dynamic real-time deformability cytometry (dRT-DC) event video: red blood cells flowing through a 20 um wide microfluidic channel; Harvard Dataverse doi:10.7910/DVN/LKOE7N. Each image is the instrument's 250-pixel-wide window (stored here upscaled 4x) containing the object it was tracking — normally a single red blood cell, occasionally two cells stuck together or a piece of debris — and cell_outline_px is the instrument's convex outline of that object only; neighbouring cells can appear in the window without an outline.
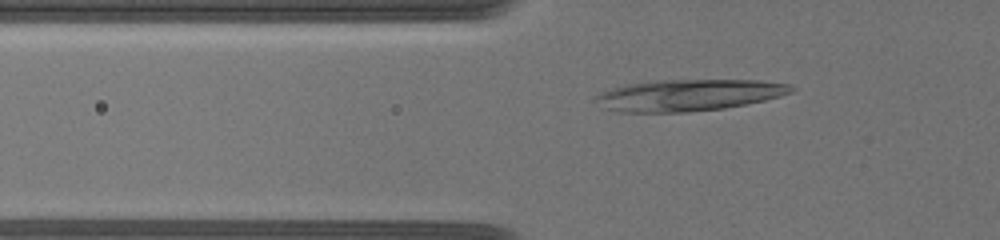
{"species": "common noctule bat (a hibernating species)", "species_latin": "Nyctalus noctula", "temperature_condition": "warm", "stored_images_in_passage": 100, "camera_frame_rate_fps": 3000, "um_per_image_px": 0.085, "animal": {"sex": "female", "body_mass_g": 19.5, "forearm_length_mm": 54.1}, "frame": {"image": 1, "passage_image": 7, "time_ms": 1.0, "image_size_px": [1000, 240], "cell_outline_px": [[796, 88], [792, 92], [780, 96], [764, 100], [724, 108], [688, 112], [616, 112], [604, 108], [592, 100], [600, 92], [624, 84], [664, 80], [760, 80], [788, 84]], "centroid_in_image_um": [58.49, 8.09], "position_along_channel_um": 67.3, "area_um2": 36.01}}
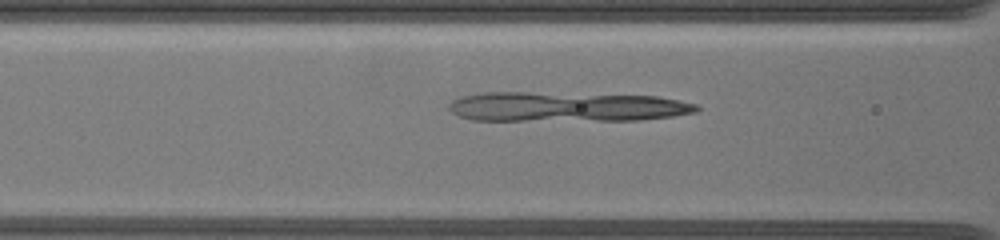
{"frame": {"image": 2, "passage_image": 19, "time_ms": 2.667, "image_size_px": [1000, 240], "cell_outline_px": [[700, 108], [696, 112], [672, 116], [640, 120], [472, 120], [460, 116], [452, 112], [448, 108], [448, 104], [452, 100], [460, 96], [480, 92], [528, 92], [656, 96], [696, 104]], "centroid_in_image_um": [48.09, 9.07], "position_along_channel_um": 118.5, "area_um2": 42.89}}
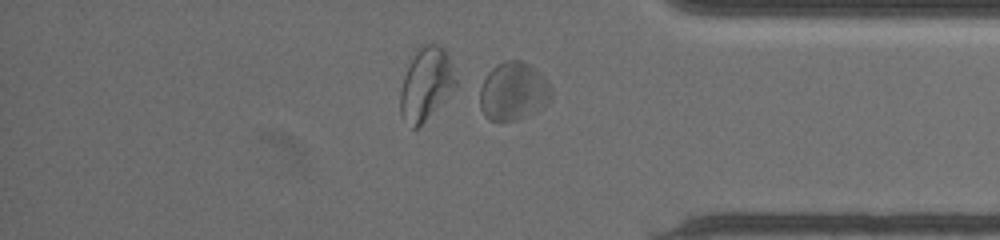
{"frame": {"image": 3, "passage_image": 80, "time_ms": 10.667, "image_size_px": [1000, 240], "cell_outline_px": [[552, 100], [548, 104], [536, 112], [516, 120], [488, 120], [484, 116], [480, 108], [480, 88], [488, 72], [496, 64], [504, 60], [520, 60], [528, 64], [544, 76], [552, 88]], "centroid_in_image_um": [43.65, 7.77], "position_along_channel_um": 391.5, "area_um2": 24.51}}